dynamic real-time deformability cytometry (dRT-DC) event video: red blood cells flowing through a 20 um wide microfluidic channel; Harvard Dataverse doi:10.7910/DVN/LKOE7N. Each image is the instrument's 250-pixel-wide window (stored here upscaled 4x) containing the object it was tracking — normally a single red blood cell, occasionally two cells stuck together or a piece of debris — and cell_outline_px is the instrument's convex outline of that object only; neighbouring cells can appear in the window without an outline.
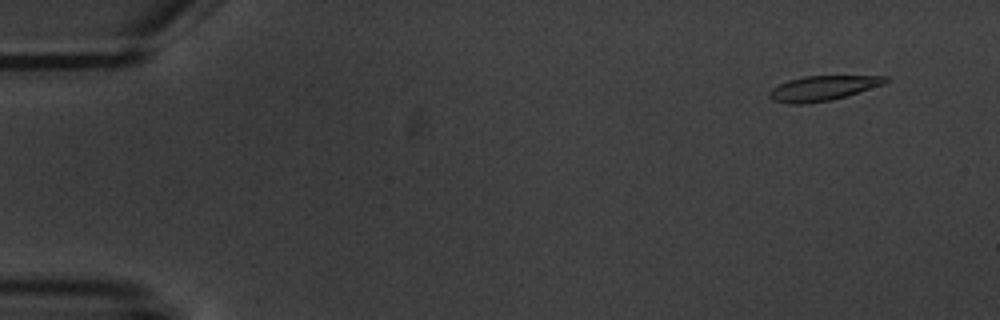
{"species": "common noctule bat (a hibernating species)", "species_latin": "Nyctalus noctula", "temperature_condition": "warm", "stored_images_in_passage": 5, "camera_frame_rate_fps": 3000, "um_per_image_px": 0.085, "animal": {"sex": "male", "body_mass_g": 20.1, "forearm_length_mm": 53.5}, "frame": {"image": 1, "passage_image": 2, "time_ms": 1.333, "image_size_px": [1000, 320], "cell_outline_px": [[888, 80], [884, 84], [832, 100], [804, 104], [788, 104], [772, 100], [768, 96], [768, 92], [772, 88], [788, 80], [804, 76], [888, 76]], "centroid_in_image_um": [69.89, 7.5], "position_along_channel_um": 15.1, "area_um2": 16.76}}
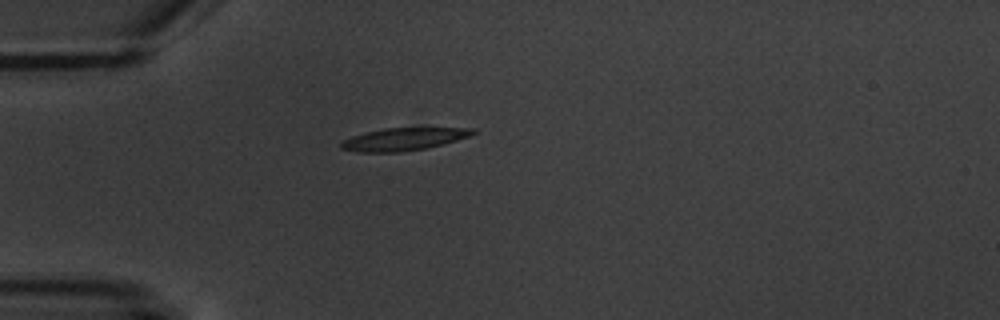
{"frame": {"image": 2, "passage_image": 5, "time_ms": 5.333, "image_size_px": [1000, 320], "cell_outline_px": [[476, 132], [468, 136], [444, 144], [428, 148], [400, 152], [356, 152], [340, 148], [340, 144], [344, 140], [352, 136], [384, 128], [476, 128]], "centroid_in_image_um": [34.31, 11.83], "position_along_channel_um": 50.7, "area_um2": 17.22}}